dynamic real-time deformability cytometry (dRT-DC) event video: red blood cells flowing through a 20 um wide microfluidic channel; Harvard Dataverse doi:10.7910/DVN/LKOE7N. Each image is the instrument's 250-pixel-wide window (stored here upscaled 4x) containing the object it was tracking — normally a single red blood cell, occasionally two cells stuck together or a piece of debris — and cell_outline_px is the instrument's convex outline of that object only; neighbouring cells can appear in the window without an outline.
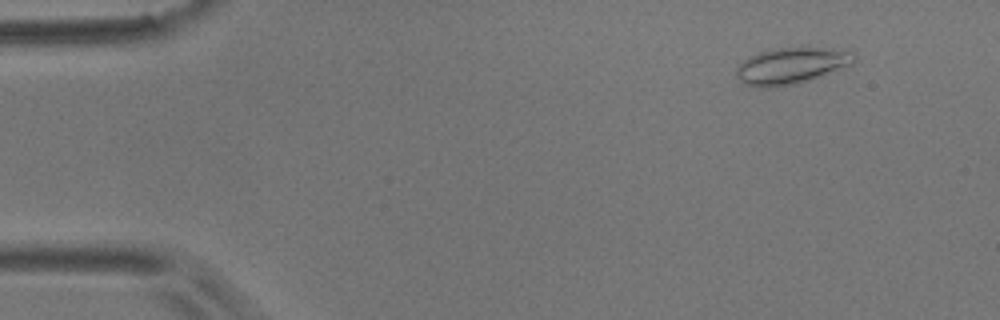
{"species": "common noctule bat (a hibernating species)", "species_latin": "Nyctalus noctula", "temperature_condition": "room temperature", "stored_images_in_passage": 6, "camera_frame_rate_fps": 3000, "um_per_image_px": 0.085, "animal": {"sex": "male", "body_mass_g": 17.9}, "frame": {"image": 1, "passage_image": 2, "time_ms": 0.333, "image_size_px": [1000, 320], "cell_outline_px": [[856, 56], [852, 64], [796, 84], [776, 88], [756, 88], [740, 80], [736, 76], [736, 68], [748, 56], [772, 48], [832, 48], [852, 52]], "centroid_in_image_um": [67.21, 5.6], "position_along_channel_um": 17.8, "area_um2": 24.8}}